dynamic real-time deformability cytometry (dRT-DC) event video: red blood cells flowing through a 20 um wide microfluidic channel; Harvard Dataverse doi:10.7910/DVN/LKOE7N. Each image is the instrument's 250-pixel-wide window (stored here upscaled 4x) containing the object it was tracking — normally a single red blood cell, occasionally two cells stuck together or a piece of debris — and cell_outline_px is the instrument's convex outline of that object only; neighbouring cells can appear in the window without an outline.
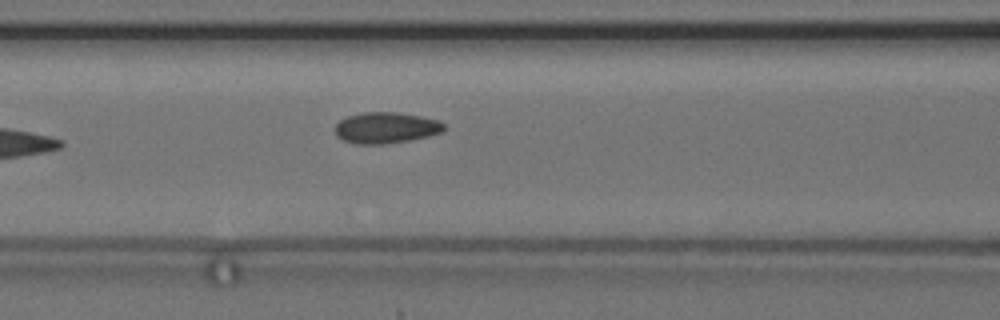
{"species": "common noctule bat (a hibernating species)", "species_latin": "Nyctalus noctula", "temperature_condition": "cold", "stored_images_in_passage": 7, "camera_frame_rate_fps": 3000, "um_per_image_px": 0.085, "animal": {"sex": "female", "body_mass_g": 24.6, "forearm_length_mm": 56.2}, "frame": {"image": 1, "passage_image": 7, "time_ms": 8.667, "image_size_px": [1000, 320], "cell_outline_px": [[448, 128], [444, 132], [428, 136], [408, 140], [384, 144], [356, 144], [344, 140], [336, 136], [336, 124], [340, 120], [348, 116], [364, 112], [396, 112], [420, 116], [440, 120]], "centroid_in_image_um": [32.85, 10.86], "position_along_channel_um": 133.8, "area_um2": 19.83}}